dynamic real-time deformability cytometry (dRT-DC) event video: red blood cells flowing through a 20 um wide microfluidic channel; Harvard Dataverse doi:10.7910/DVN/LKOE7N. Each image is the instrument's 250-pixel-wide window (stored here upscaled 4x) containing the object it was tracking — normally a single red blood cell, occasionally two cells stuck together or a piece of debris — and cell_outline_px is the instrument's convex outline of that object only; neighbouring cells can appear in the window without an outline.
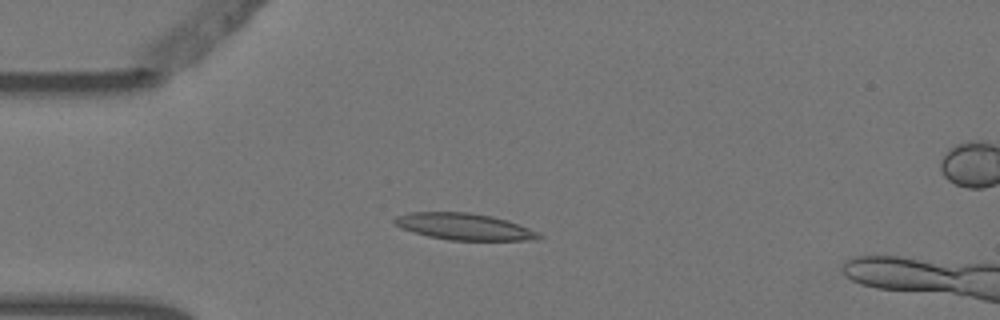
{"species": "Egyptian fruit bat (a non-hibernating species)", "species_latin": "Rousettus aegyptiacus", "temperature_condition": "warm", "stored_images_in_passage": 5, "camera_frame_rate_fps": 3000, "um_per_image_px": 0.085, "animal": {"sex": "female"}, "frame": {"image": 1, "passage_image": 3, "time_ms": 0.667, "image_size_px": [1000, 320], "cell_outline_px": [[544, 236], [536, 240], [448, 240], [428, 236], [412, 232], [400, 228], [392, 220], [396, 216], [412, 212], [468, 212], [492, 216], [508, 220], [540, 232]], "centroid_in_image_um": [39.48, 19.26], "position_along_channel_um": 45.5, "area_um2": 22.54}}
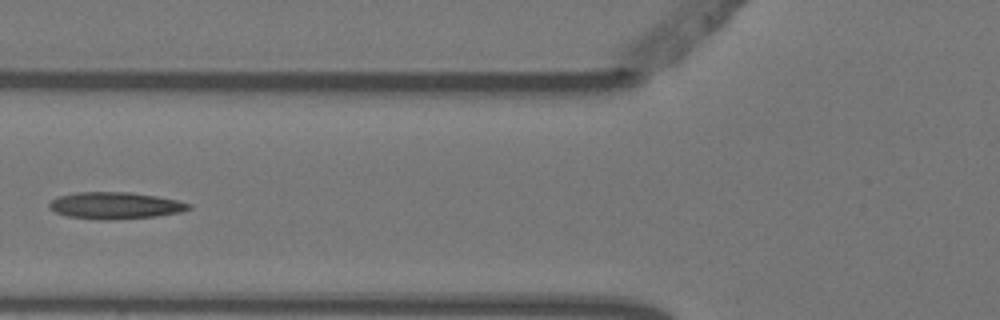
{"frame": {"image": 2, "passage_image": 5, "time_ms": 1.333, "image_size_px": [1000, 320], "cell_outline_px": [[192, 208], [180, 212], [156, 216], [112, 220], [100, 220], [68, 216], [56, 212], [48, 208], [48, 204], [56, 196], [76, 192], [128, 192], [156, 196], [176, 200], [192, 204]], "centroid_in_image_um": [9.77, 17.47], "position_along_channel_um": 116.0, "area_um2": 21.85}}